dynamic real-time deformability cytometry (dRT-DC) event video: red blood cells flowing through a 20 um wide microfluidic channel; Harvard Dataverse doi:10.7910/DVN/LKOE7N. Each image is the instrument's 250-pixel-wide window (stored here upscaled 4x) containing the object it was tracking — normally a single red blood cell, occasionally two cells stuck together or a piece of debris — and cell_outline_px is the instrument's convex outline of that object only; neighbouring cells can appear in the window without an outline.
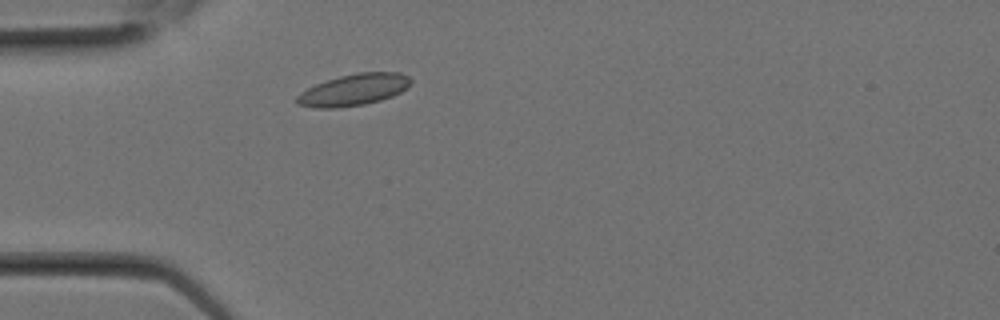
{"species": "Egyptian fruit bat (a non-hibernating species)", "species_latin": "Rousettus aegyptiacus", "temperature_condition": "room temperature", "stored_images_in_passage": 1, "camera_frame_rate_fps": 3000, "um_per_image_px": 0.085, "animal": {"sex": "female"}, "frame": {"image": 1, "passage_image": 1, "time_ms": 0.0, "image_size_px": [1000, 320], "cell_outline_px": [[412, 84], [408, 88], [392, 96], [380, 100], [364, 104], [336, 108], [312, 108], [296, 104], [296, 96], [300, 92], [316, 84], [340, 76], [356, 72], [400, 72], [408, 76], [412, 80]], "centroid_in_image_um": [30.07, 7.63], "position_along_channel_um": 54.9, "area_um2": 21.1}}